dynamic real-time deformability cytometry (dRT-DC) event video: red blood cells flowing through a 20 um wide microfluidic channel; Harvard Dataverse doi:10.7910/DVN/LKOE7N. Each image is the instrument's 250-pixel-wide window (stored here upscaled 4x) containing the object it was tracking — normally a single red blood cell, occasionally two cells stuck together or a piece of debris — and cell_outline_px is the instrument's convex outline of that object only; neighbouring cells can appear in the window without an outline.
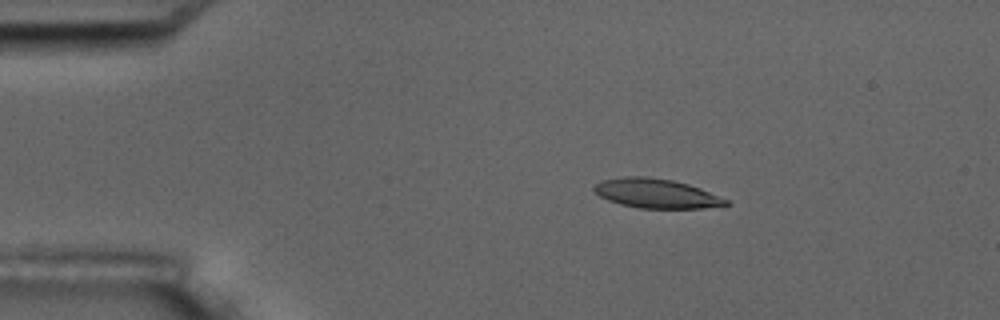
{"species": "common noctule bat (a hibernating species)", "species_latin": "Nyctalus noctula", "temperature_condition": "room temperature", "stored_images_in_passage": 6, "camera_frame_rate_fps": 3000, "um_per_image_px": 0.085, "animal": {"sex": "male", "body_mass_g": 17.5, "forearm_length_mm": 52.3}, "frame": {"image": 1, "passage_image": 3, "time_ms": 2.333, "image_size_px": [1000, 320], "cell_outline_px": [[732, 204], [704, 208], [640, 208], [620, 204], [608, 200], [600, 196], [592, 188], [600, 180], [624, 176], [644, 176], [672, 180], [688, 184], [700, 188], [728, 200]], "centroid_in_image_um": [55.77, 16.44], "position_along_channel_um": 29.2, "area_um2": 22.48}}
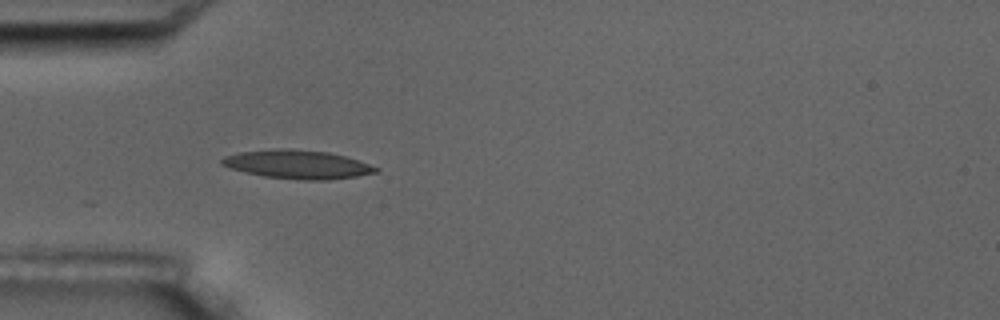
{"frame": {"image": 2, "passage_image": 5, "time_ms": 4.667, "image_size_px": [1000, 320], "cell_outline_px": [[380, 168], [376, 172], [356, 176], [328, 180], [300, 180], [264, 176], [244, 172], [228, 168], [220, 164], [220, 160], [224, 156], [240, 152], [276, 148], [288, 148], [328, 152], [344, 156]], "centroid_in_image_um": [25.22, 13.97], "position_along_channel_um": 59.8, "area_um2": 25.66}}